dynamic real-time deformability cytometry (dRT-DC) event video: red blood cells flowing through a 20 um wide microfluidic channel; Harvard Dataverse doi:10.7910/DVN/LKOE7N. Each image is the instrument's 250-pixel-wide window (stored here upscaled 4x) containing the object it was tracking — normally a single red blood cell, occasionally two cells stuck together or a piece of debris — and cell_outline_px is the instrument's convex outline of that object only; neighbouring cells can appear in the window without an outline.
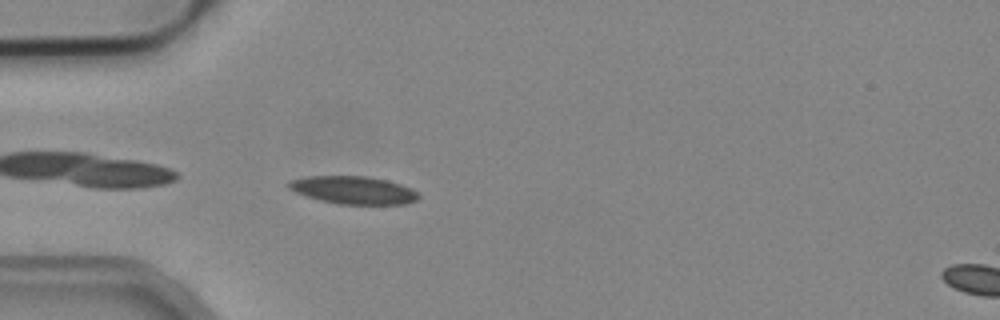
{"species": "common noctule bat (a hibernating species)", "species_latin": "Nyctalus noctula", "temperature_condition": "cold", "stored_images_in_passage": 38, "camera_frame_rate_fps": 3000, "um_per_image_px": 0.085, "animal": {"sex": "male", "body_mass_g": 19.2, "forearm_length_mm": 51.8}, "frame": {"image": 1, "passage_image": 1, "time_ms": 0.0, "image_size_px": [1000, 320], "cell_outline_px": [[420, 196], [416, 200], [404, 204], [340, 204], [320, 200], [296, 192], [288, 188], [284, 184], [288, 180], [308, 176], [364, 176], [388, 180], [412, 188]], "centroid_in_image_um": [30.01, 16.15], "position_along_channel_um": 55.0, "area_um2": 21.04}}
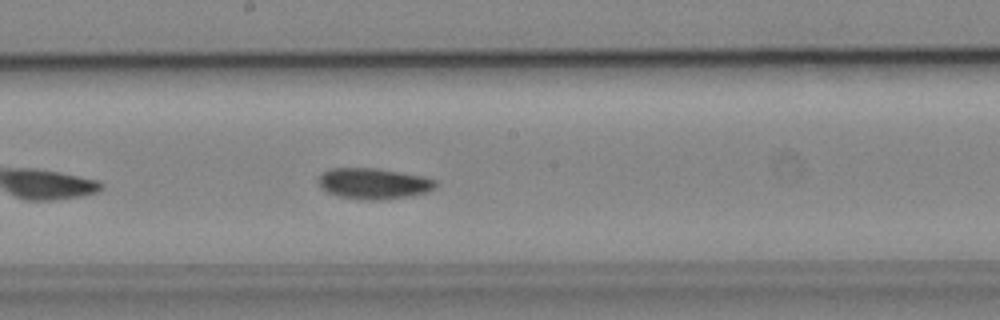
{"frame": {"image": 2, "passage_image": 14, "time_ms": 4.333, "image_size_px": [1000, 320], "cell_outline_px": [[436, 188], [428, 192], [380, 200], [368, 200], [340, 196], [328, 192], [320, 184], [320, 176], [324, 172], [332, 168], [376, 168], [424, 176], [436, 180]], "centroid_in_image_um": [31.81, 15.59], "position_along_channel_um": 216.4, "area_um2": 20.69}}
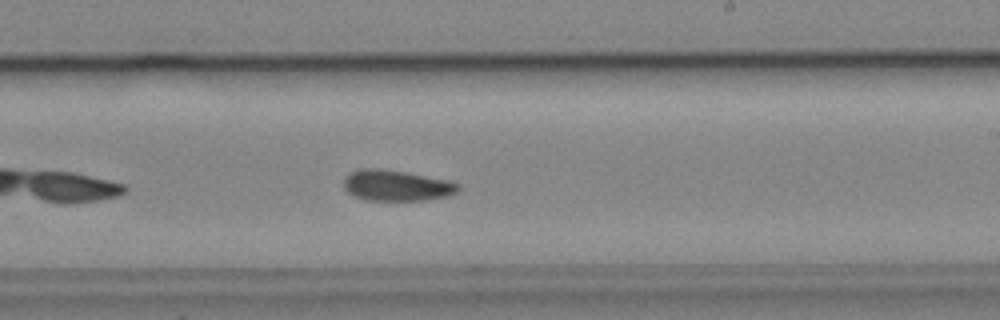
{"frame": {"image": 3, "passage_image": 17, "time_ms": 5.333, "image_size_px": [1000, 320], "cell_outline_px": [[460, 188], [456, 192], [448, 196], [424, 200], [364, 200], [348, 192], [344, 188], [344, 176], [348, 172], [360, 168], [380, 168], [404, 172], [448, 180], [460, 184]], "centroid_in_image_um": [33.67, 15.76], "position_along_channel_um": 255.3, "area_um2": 20.63}, "authors_computed_cell_mechanics": {"area_um2": 20.1722, "velocity_mm_per_s": 3.9055, "shape_relaxation_time_tau1_ms": 9.3352, "shape_relaxation_time_tau2_ms": 6.9851, "deformation_change_tau1": 0.1468, "deformation_change_tau2": 0.1227}}